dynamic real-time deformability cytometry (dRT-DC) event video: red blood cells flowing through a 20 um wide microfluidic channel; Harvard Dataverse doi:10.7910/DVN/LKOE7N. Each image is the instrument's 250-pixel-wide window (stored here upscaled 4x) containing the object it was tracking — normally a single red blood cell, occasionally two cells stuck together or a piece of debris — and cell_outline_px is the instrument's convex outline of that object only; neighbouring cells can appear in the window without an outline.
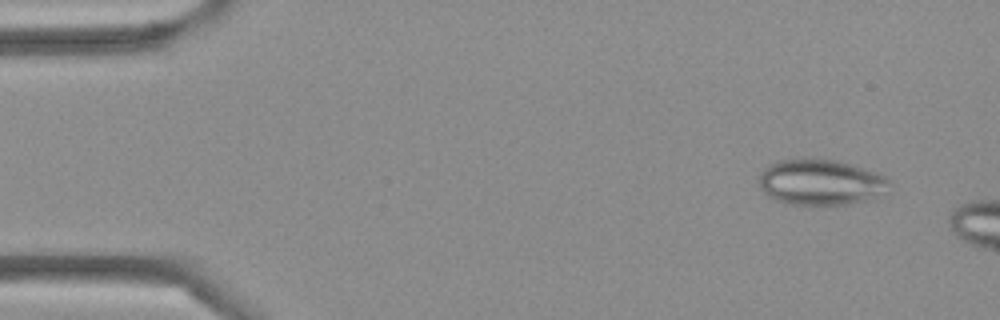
{"species": "Egyptian fruit bat (a non-hibernating species)", "species_latin": "Rousettus aegyptiacus", "temperature_condition": "cold", "stored_images_in_passage": 5, "camera_frame_rate_fps": 3000, "um_per_image_px": 0.085, "frame": {"image": 1, "passage_image": 5, "time_ms": 1.333, "image_size_px": [1000, 320], "cell_outline_px": [[892, 184], [888, 192], [872, 200], [848, 204], [788, 204], [776, 200], [768, 196], [764, 192], [760, 184], [760, 172], [768, 164], [780, 160], [808, 156], [836, 160], [864, 168], [888, 176]], "centroid_in_image_um": [69.82, 15.46], "position_along_channel_um": 15.2, "area_um2": 35.66}}